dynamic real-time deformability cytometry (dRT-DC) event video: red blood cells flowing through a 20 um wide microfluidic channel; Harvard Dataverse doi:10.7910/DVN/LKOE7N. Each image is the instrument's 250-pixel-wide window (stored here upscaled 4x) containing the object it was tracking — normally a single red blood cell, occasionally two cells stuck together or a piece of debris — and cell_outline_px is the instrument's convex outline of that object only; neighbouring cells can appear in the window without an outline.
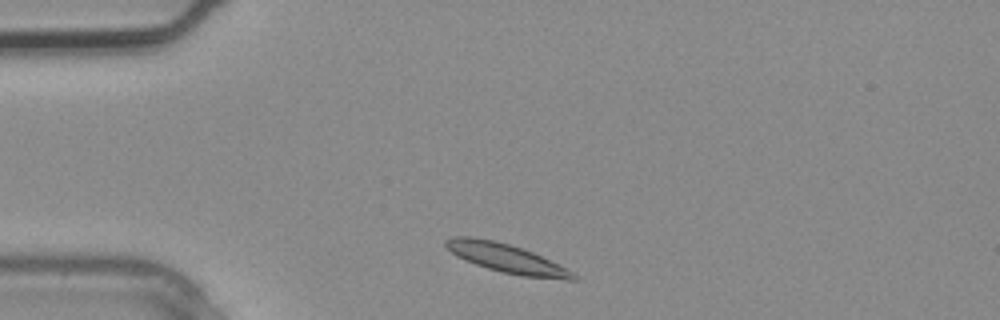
{"species": "common noctule bat (a hibernating species)", "species_latin": "Nyctalus noctula", "temperature_condition": "warm", "stored_images_in_passage": 1, "camera_frame_rate_fps": 3000, "um_per_image_px": 0.085, "animal": {"sex": "male", "body_mass_g": 20.4}, "frame": {"image": 1, "passage_image": 1, "time_ms": 0.0, "image_size_px": [1000, 320], "cell_outline_px": [[576, 280], [564, 280], [520, 276], [488, 268], [464, 260], [456, 256], [444, 244], [444, 240], [452, 236], [468, 236], [492, 240], [508, 244], [532, 252], [568, 268], [576, 276]], "centroid_in_image_um": [43.05, 21.96], "position_along_channel_um": 41.9, "area_um2": 21.27}}